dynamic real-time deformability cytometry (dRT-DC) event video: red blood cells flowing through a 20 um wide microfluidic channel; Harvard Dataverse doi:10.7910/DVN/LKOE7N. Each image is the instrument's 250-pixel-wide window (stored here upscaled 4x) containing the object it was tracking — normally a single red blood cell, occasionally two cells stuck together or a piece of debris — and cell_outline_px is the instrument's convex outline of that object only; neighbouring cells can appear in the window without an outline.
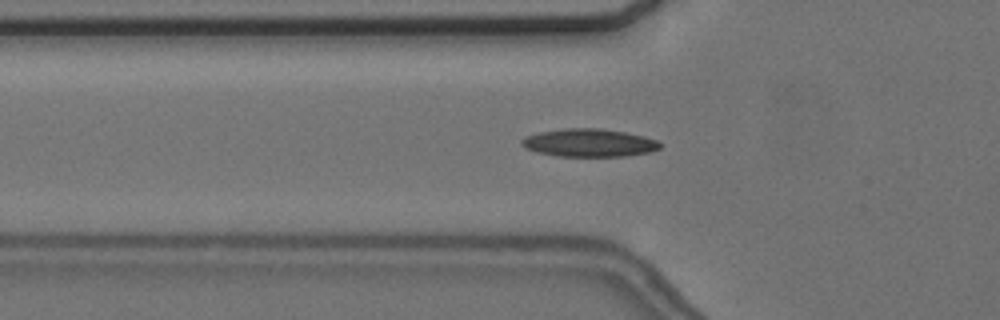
{"species": "common noctule bat (a hibernating species)", "species_latin": "Nyctalus noctula", "temperature_condition": "cold", "stored_images_in_passage": 42, "camera_frame_rate_fps": 3000, "um_per_image_px": 0.085, "animal": {"sex": "female", "body_mass_g": 24.6, "forearm_length_mm": 56.2}, "frame": {"image": 1, "passage_image": 7, "time_ms": 2.0, "image_size_px": [1000, 320], "cell_outline_px": [[664, 144], [660, 148], [652, 152], [624, 156], [556, 156], [536, 152], [524, 148], [520, 144], [520, 140], [524, 136], [540, 132], [564, 128], [600, 128], [624, 132], [644, 136], [656, 140]], "centroid_in_image_um": [50.06, 12.14], "position_along_channel_um": 75.7, "area_um2": 22.77}}
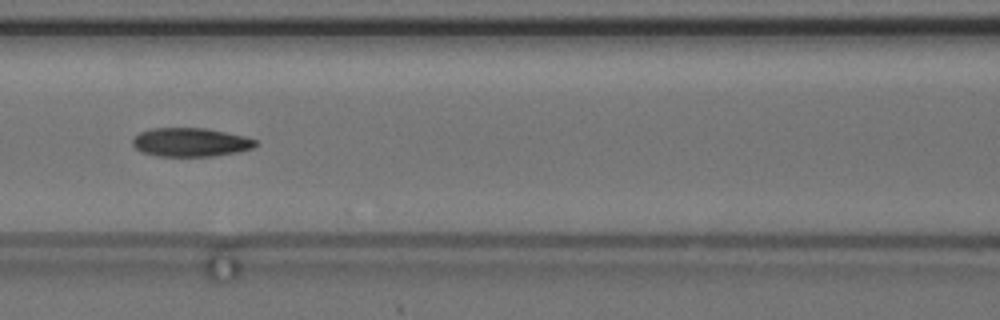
{"frame": {"image": 2, "passage_image": 13, "time_ms": 4.0, "image_size_px": [1000, 320], "cell_outline_px": [[256, 144], [252, 148], [236, 152], [212, 156], [156, 156], [140, 152], [132, 144], [132, 140], [140, 132], [152, 128], [204, 128], [244, 136], [256, 140]], "centroid_in_image_um": [16.15, 12.09], "position_along_channel_um": 150.4, "area_um2": 20.4}}
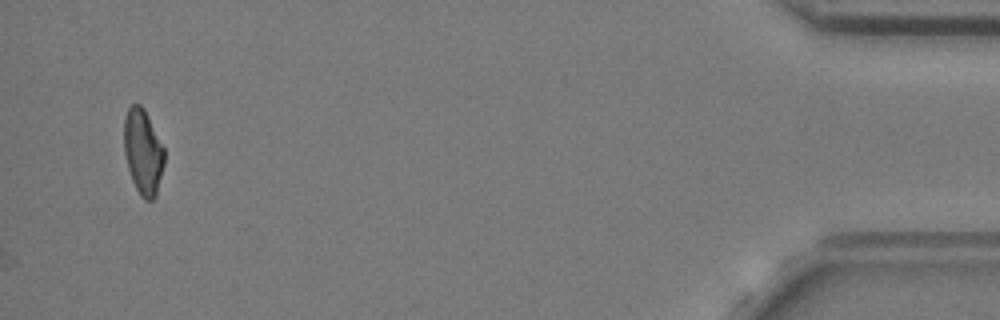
{"frame": {"image": 3, "passage_image": 42, "time_ms": 13.667, "image_size_px": [1000, 320], "cell_outline_px": [[164, 164], [156, 196], [152, 200], [144, 200], [140, 196], [132, 180], [128, 168], [124, 152], [124, 116], [128, 108], [132, 104], [140, 104], [144, 108], [164, 148]], "centroid_in_image_um": [12.15, 12.91], "position_along_channel_um": 423.1, "area_um2": 20.06}, "authors_computed_cell_mechanics": {"area_um2": 20.2589, "velocity_mm_per_s": 3.6686, "shape_relaxation_time_tau1_ms": null, "shape_relaxation_time_tau2_ms": 5.167, "deformation_change_tau1": null, "deformation_change_tau2": 0.1199}}